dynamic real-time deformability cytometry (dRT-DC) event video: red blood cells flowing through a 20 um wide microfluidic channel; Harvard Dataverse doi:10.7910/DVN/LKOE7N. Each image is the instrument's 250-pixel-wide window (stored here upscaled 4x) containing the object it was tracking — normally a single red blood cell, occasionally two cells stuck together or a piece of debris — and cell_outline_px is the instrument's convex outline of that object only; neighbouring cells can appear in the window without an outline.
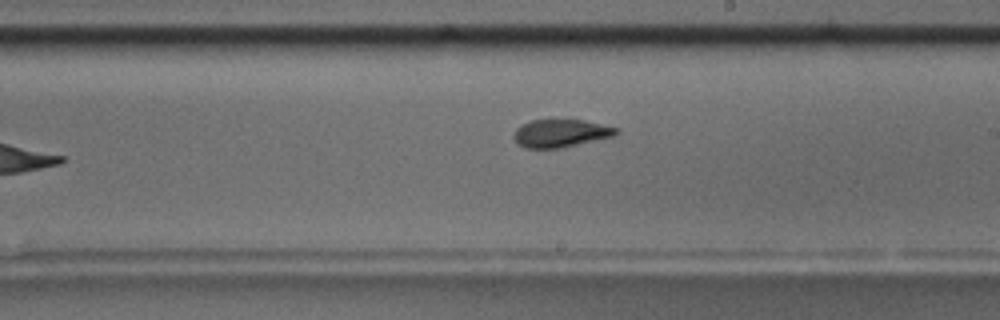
{"species": "common noctule bat (a hibernating species)", "species_latin": "Nyctalus noctula", "temperature_condition": "room temperature", "stored_images_in_passage": 11, "camera_frame_rate_fps": 3000, "um_per_image_px": 0.085, "animal": {"sex": "male", "body_mass_g": 17.5, "forearm_length_mm": 52.3}, "frame": {"image": 1, "passage_image": 11, "time_ms": 12.0, "image_size_px": [1000, 320], "cell_outline_px": [[620, 132], [616, 136], [560, 148], [524, 148], [516, 144], [512, 136], [516, 128], [520, 124], [532, 120], [584, 120], [620, 128]], "centroid_in_image_um": [47.66, 11.33], "position_along_channel_um": 241.3, "area_um2": 16.94}}